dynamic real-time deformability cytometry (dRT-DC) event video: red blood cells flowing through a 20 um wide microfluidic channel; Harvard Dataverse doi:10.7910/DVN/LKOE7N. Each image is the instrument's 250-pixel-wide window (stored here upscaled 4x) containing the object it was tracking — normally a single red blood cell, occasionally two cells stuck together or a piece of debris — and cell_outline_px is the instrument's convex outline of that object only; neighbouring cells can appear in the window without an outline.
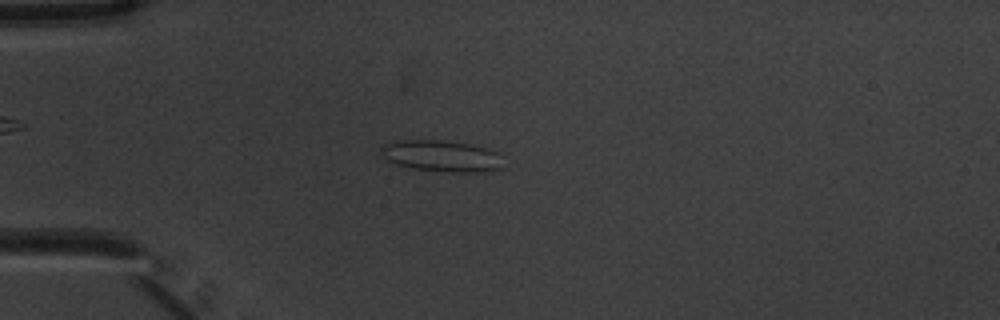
{"species": "common noctule bat (a hibernating species)", "species_latin": "Nyctalus noctula", "temperature_condition": "warm", "stored_images_in_passage": 5, "camera_frame_rate_fps": 3000, "um_per_image_px": 0.085, "animal": {"sex": "male", "body_mass_g": 20.1, "forearm_length_mm": 53.5}, "frame": {"image": 1, "passage_image": 4, "time_ms": 1.0, "image_size_px": [1000, 320], "cell_outline_px": [[504, 168], [488, 172], [448, 172], [412, 168], [396, 164], [388, 160], [380, 152], [380, 148], [388, 140], [440, 140], [468, 144], [488, 148], [500, 152]], "centroid_in_image_um": [37.57, 13.26], "position_along_channel_um": 47.4, "area_um2": 22.77}}